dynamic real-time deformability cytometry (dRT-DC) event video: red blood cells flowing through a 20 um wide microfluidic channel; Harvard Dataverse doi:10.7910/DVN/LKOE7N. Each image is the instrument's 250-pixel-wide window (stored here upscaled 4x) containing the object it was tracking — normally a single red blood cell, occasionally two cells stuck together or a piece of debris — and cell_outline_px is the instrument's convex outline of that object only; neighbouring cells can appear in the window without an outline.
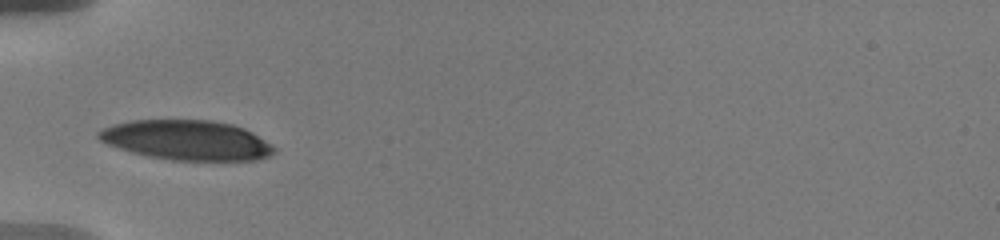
{"species": "human", "species_latin": "Homo sapiens", "temperature_condition": "warm", "stored_images_in_passage": 6, "camera_frame_rate_fps": 3000, "um_per_image_px": 0.085, "donor": {"sex": "male"}, "frame": {"image": 1, "passage_image": 1, "time_ms": 0.0, "image_size_px": [1000, 240], "cell_outline_px": [[276, 152], [272, 156], [256, 160], [172, 160], [148, 156], [132, 152], [108, 144], [100, 140], [96, 136], [96, 132], [100, 128], [112, 124], [132, 120], [212, 120], [232, 124], [244, 128], [252, 132], [272, 144], [276, 148]], "centroid_in_image_um": [15.88, 11.91], "position_along_channel_um": 69.1, "area_um2": 40.98}}
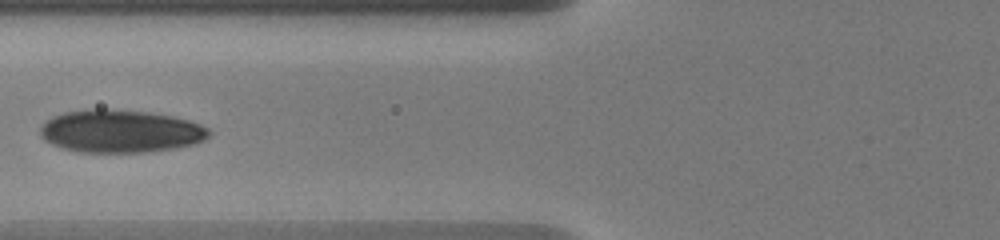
{"frame": {"image": 2, "passage_image": 3, "time_ms": 1.333, "image_size_px": [1000, 240], "cell_outline_px": [[212, 132], [204, 140], [192, 144], [172, 148], [144, 152], [80, 152], [64, 148], [52, 144], [44, 140], [40, 136], [40, 128], [44, 120], [52, 116], [64, 112], [96, 108], [104, 108], [148, 112], [172, 116], [188, 120], [200, 124], [208, 128]], "centroid_in_image_um": [10.2, 11.14], "position_along_channel_um": 115.6, "area_um2": 42.14}}
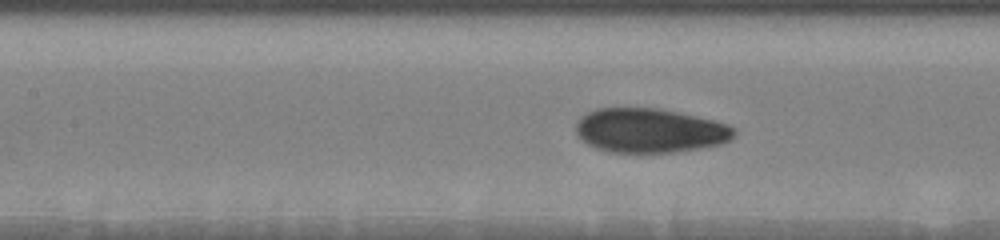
{"frame": {"image": 3, "passage_image": 5, "time_ms": 2.333, "image_size_px": [1000, 240], "cell_outline_px": [[736, 136], [732, 140], [720, 144], [704, 148], [676, 152], [612, 152], [596, 148], [588, 144], [576, 132], [576, 120], [580, 116], [596, 108], [660, 108], [680, 112], [728, 124], [736, 128]], "centroid_in_image_um": [55.28, 11.09], "position_along_channel_um": 152.1, "area_um2": 41.15}}